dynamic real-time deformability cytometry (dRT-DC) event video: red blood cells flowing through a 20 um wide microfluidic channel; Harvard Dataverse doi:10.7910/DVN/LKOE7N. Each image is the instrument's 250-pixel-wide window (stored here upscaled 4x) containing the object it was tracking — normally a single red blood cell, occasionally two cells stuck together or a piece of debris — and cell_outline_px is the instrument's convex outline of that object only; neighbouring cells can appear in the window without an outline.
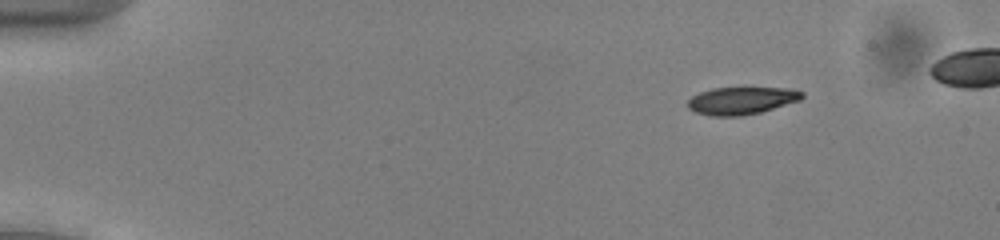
{"species": "common noctule bat (a hibernating species)", "species_latin": "Nyctalus noctula", "temperature_condition": "cold", "stored_images_in_passage": 45, "camera_frame_rate_fps": 3000, "um_per_image_px": 0.085, "animal": {"sex": "male", "body_mass_g": 13.0, "forearm_length_mm": 53.1}, "frame": {"image": 1, "passage_image": 1, "time_ms": 0.0, "image_size_px": [1000, 240], "cell_outline_px": [[804, 96], [800, 100], [760, 112], [740, 116], [712, 116], [696, 112], [688, 108], [688, 100], [692, 96], [700, 92], [712, 88], [744, 84], [796, 88], [804, 92]], "centroid_in_image_um": [63.1, 8.47], "position_along_channel_um": 21.9, "area_um2": 19.48}}
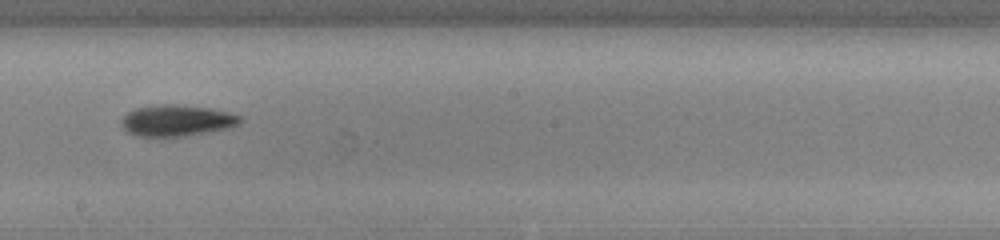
{"frame": {"image": 2, "passage_image": 25, "time_ms": 8.0, "image_size_px": [1000, 240], "cell_outline_px": [[244, 120], [240, 124], [232, 128], [184, 136], [140, 136], [128, 132], [120, 124], [120, 120], [128, 112], [136, 108], [160, 104], [172, 104], [208, 108], [228, 112], [240, 116]], "centroid_in_image_um": [15.06, 10.25], "position_along_channel_um": 233.1, "area_um2": 21.62}}
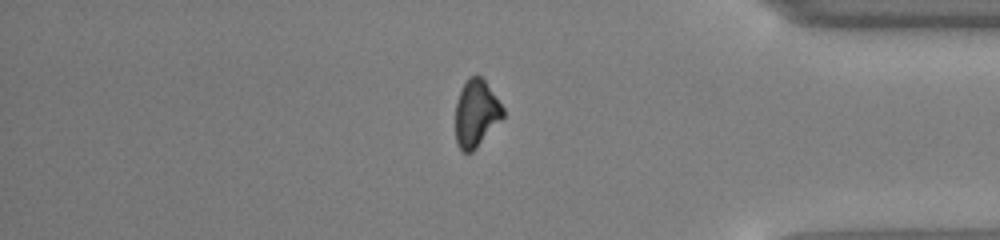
{"frame": {"image": 3, "passage_image": 39, "time_ms": 12.667, "image_size_px": [1000, 240], "cell_outline_px": [[504, 116], [476, 148], [472, 152], [464, 152], [456, 144], [456, 100], [468, 76], [480, 76], [484, 80], [504, 108]], "centroid_in_image_um": [40.46, 9.64], "position_along_channel_um": 394.7, "area_um2": 18.32}}